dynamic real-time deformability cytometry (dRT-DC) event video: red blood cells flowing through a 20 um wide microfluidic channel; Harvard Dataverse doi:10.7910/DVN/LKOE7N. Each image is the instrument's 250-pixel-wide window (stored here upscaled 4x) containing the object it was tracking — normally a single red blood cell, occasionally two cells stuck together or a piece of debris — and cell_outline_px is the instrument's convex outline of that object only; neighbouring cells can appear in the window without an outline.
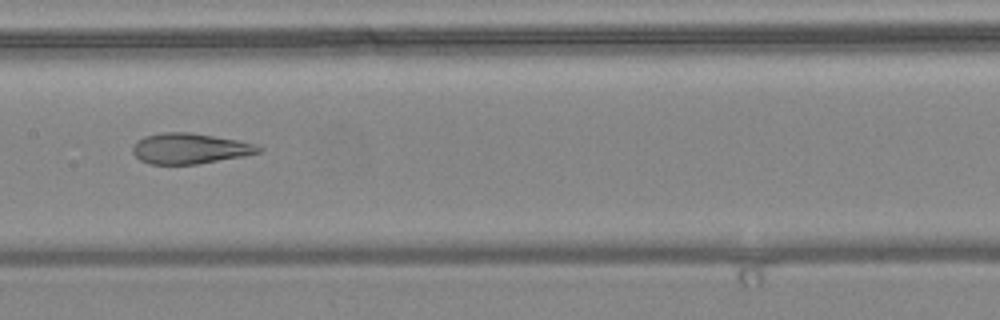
{"species": "common noctule bat (a hibernating species)", "species_latin": "Nyctalus noctula", "temperature_condition": "warm", "stored_images_in_passage": 9, "camera_frame_rate_fps": 3000, "um_per_image_px": 0.085, "animal": {"sex": "female", "body_mass_g": 24.6, "forearm_length_mm": 56.2}, "frame": {"image": 1, "passage_image": 7, "time_ms": 2.0, "image_size_px": [1000, 320], "cell_outline_px": [[264, 148], [260, 152], [244, 156], [196, 164], [148, 164], [140, 160], [132, 152], [132, 148], [136, 140], [144, 136], [160, 132], [188, 132], [236, 140], [252, 144]], "centroid_in_image_um": [16.07, 12.62], "position_along_channel_um": 191.3, "area_um2": 22.31}}
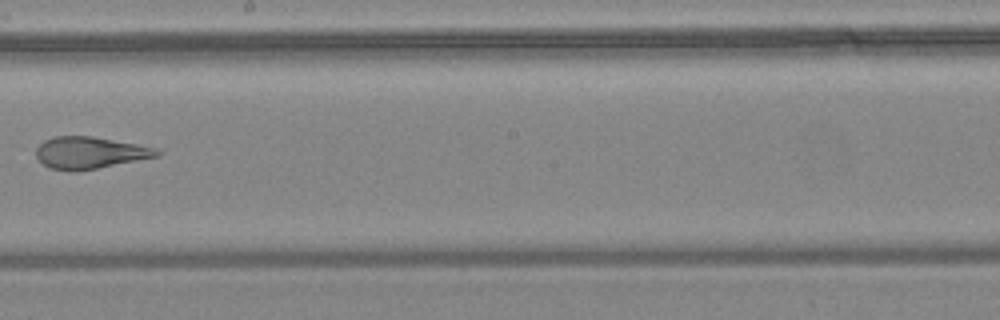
{"frame": {"image": 2, "passage_image": 8, "time_ms": 2.333, "image_size_px": [1000, 320], "cell_outline_px": [[160, 152], [156, 156], [76, 172], [68, 172], [48, 168], [36, 156], [36, 148], [44, 140], [52, 136], [92, 136], [136, 144], [156, 148]], "centroid_in_image_um": [7.55, 12.98], "position_along_channel_um": 240.7, "area_um2": 22.25}}
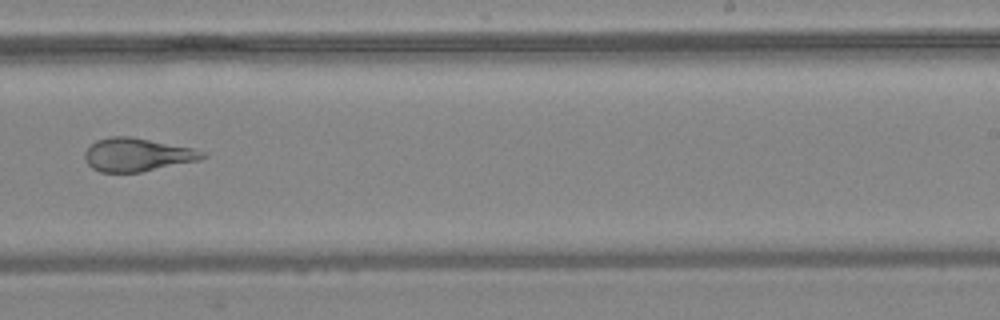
{"frame": {"image": 3, "passage_image": 9, "time_ms": 2.667, "image_size_px": [1000, 320], "cell_outline_px": [[208, 156], [200, 160], [140, 172], [100, 172], [92, 168], [84, 160], [84, 152], [96, 140], [108, 136], [132, 136], [192, 148], [204, 152]], "centroid_in_image_um": [11.64, 13.14], "position_along_channel_um": 277.4, "area_um2": 22.89}}